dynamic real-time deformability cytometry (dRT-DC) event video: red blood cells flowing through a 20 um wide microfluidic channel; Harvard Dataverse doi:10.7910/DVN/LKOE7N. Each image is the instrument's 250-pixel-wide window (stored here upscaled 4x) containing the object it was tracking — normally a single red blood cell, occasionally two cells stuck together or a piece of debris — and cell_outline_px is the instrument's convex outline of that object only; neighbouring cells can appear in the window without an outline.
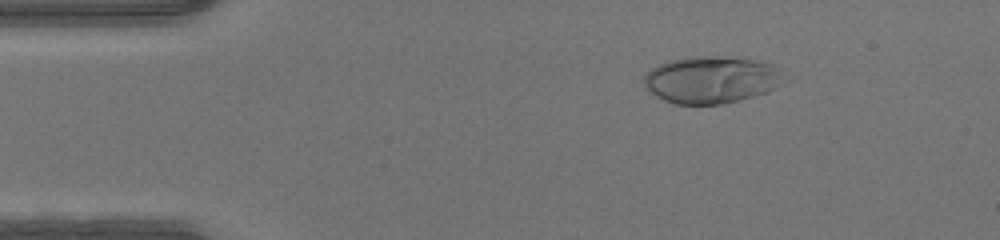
{"species": "human", "species_latin": "Homo sapiens", "temperature_condition": "warm", "stored_images_in_passage": 42, "camera_frame_rate_fps": 3000, "um_per_image_px": 0.085, "donor": {"sex": "male"}, "frame": {"image": 1, "passage_image": 2, "time_ms": 0.333, "image_size_px": [1000, 240], "cell_outline_px": [[772, 88], [764, 92], [752, 96], [720, 104], [676, 104], [664, 100], [656, 96], [644, 88], [644, 76], [652, 68], [668, 60], [688, 56], [716, 56], [752, 60], [768, 64], [772, 72]], "centroid_in_image_um": [60.17, 6.78], "position_along_channel_um": 24.8, "area_um2": 36.53}}
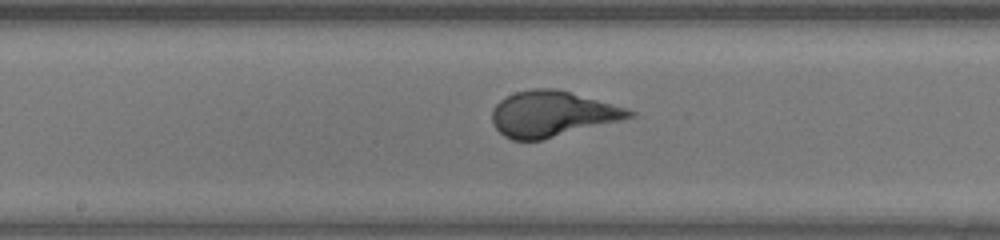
{"frame": {"image": 2, "passage_image": 19, "time_ms": 6.0, "image_size_px": [1000, 240], "cell_outline_px": [[636, 112], [632, 116], [620, 120], [540, 140], [512, 140], [504, 136], [496, 128], [492, 120], [492, 108], [500, 100], [516, 92], [532, 88], [556, 88], [624, 108]], "centroid_in_image_um": [46.86, 9.68], "position_along_channel_um": 201.3, "area_um2": 35.72}}
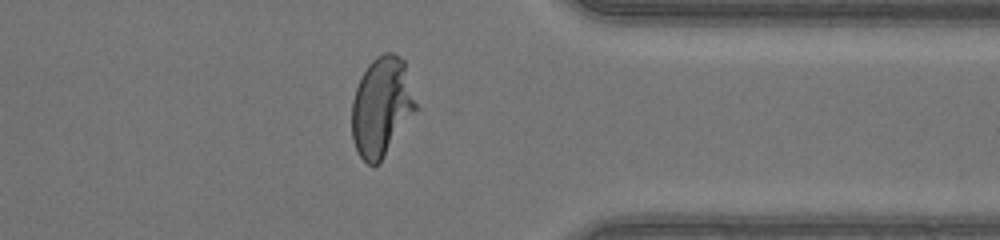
{"frame": {"image": 3, "passage_image": 32, "time_ms": 10.333, "image_size_px": [1000, 240], "cell_outline_px": [[420, 108], [380, 160], [376, 164], [368, 164], [360, 156], [352, 140], [352, 100], [360, 76], [368, 64], [376, 56], [384, 52], [392, 52], [404, 60]], "centroid_in_image_um": [32.47, 9.02], "position_along_channel_um": 378.9, "area_um2": 37.4}}